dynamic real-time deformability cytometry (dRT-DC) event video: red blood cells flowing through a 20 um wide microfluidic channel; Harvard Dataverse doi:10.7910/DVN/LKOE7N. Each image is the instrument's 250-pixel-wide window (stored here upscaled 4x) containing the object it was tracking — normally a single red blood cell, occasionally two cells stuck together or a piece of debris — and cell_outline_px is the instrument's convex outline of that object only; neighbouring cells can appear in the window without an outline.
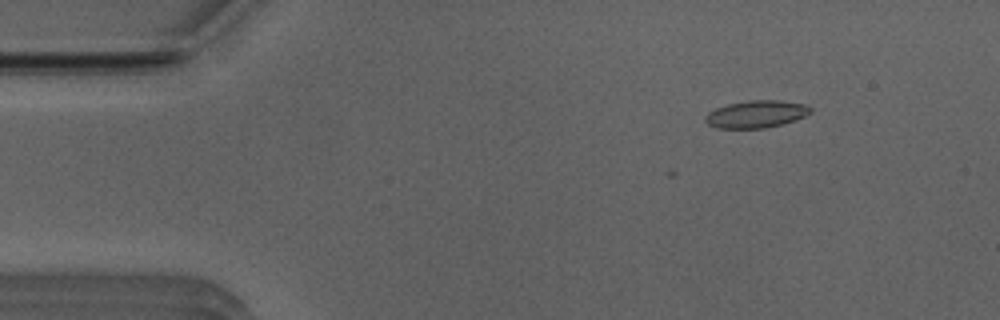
{"species": "Egyptian fruit bat (a non-hibernating species)", "species_latin": "Rousettus aegyptiacus", "temperature_condition": "room temperature", "stored_images_in_passage": 5, "camera_frame_rate_fps": 3000, "um_per_image_px": 0.085, "animal": {"sex": "male"}, "frame": {"image": 1, "passage_image": 3, "time_ms": 0.667, "image_size_px": [1000, 320], "cell_outline_px": [[812, 112], [804, 116], [780, 124], [764, 128], [716, 128], [708, 124], [704, 120], [704, 116], [708, 112], [716, 108], [728, 104], [748, 100], [780, 100], [808, 104], [812, 108]], "centroid_in_image_um": [64.27, 9.68], "position_along_channel_um": 20.7, "area_um2": 16.76}}